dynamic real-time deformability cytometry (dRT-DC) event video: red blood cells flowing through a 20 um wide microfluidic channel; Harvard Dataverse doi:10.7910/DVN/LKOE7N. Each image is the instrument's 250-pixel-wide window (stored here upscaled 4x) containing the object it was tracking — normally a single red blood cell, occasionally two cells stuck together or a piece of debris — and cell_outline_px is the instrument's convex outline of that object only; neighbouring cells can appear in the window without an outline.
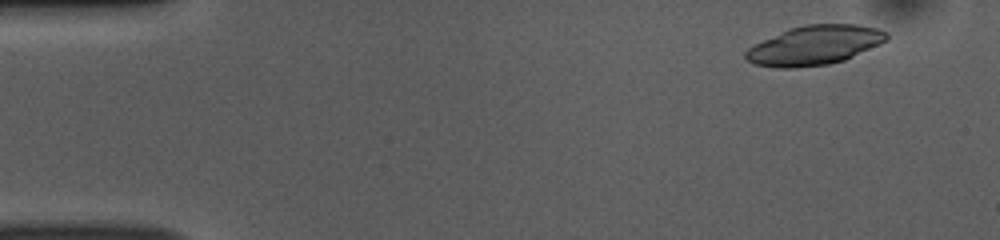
{"species": "common noctule bat (a hibernating species)", "species_latin": "Nyctalus noctula", "temperature_condition": "room temperature", "stored_images_in_passage": 50, "camera_frame_rate_fps": 3000, "um_per_image_px": 0.085, "animal": {"sex": "female", "body_mass_g": 10.0, "forearm_length_mm": 53.1}, "frame": {"image": 1, "passage_image": 3, "time_ms": 0.667, "image_size_px": [1000, 240], "cell_outline_px": [[888, 40], [880, 44], [844, 60], [828, 64], [792, 68], [776, 68], [756, 64], [748, 60], [744, 56], [744, 52], [748, 48], [788, 28], [804, 24], [856, 24], [876, 28], [888, 32]], "centroid_in_image_um": [69.25, 3.84], "position_along_channel_um": 15.7, "area_um2": 32.14}}